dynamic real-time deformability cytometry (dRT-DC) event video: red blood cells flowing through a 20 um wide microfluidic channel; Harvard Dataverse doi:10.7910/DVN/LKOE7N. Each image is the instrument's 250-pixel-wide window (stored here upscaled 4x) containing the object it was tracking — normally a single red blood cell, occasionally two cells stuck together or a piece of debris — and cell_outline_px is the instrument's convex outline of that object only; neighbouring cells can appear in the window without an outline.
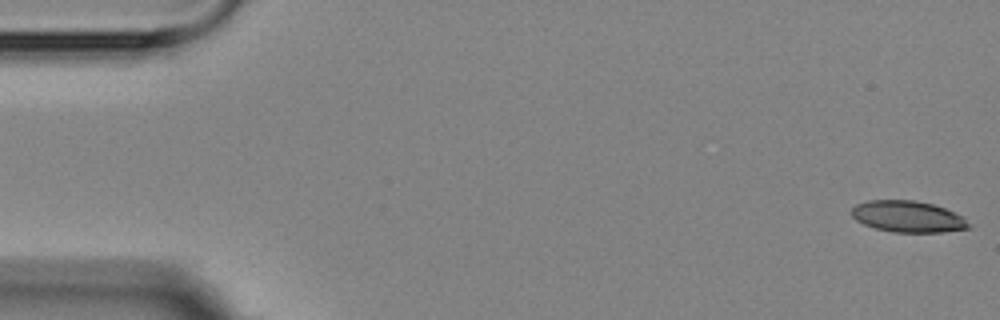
{"species": "Egyptian fruit bat (a non-hibernating species)", "species_latin": "Rousettus aegyptiacus", "temperature_condition": "room temperature", "stored_images_in_passage": 5, "camera_frame_rate_fps": 3000, "um_per_image_px": 0.085, "animal": {"sex": "female"}, "frame": {"image": 1, "passage_image": 1, "time_ms": 0.0, "image_size_px": [1000, 320], "cell_outline_px": [[972, 228], [940, 232], [892, 232], [876, 228], [864, 224], [856, 220], [852, 216], [852, 208], [856, 204], [868, 200], [916, 200], [932, 204], [944, 208], [964, 216]], "centroid_in_image_um": [77.19, 18.4], "position_along_channel_um": 7.8, "area_um2": 21.44}}
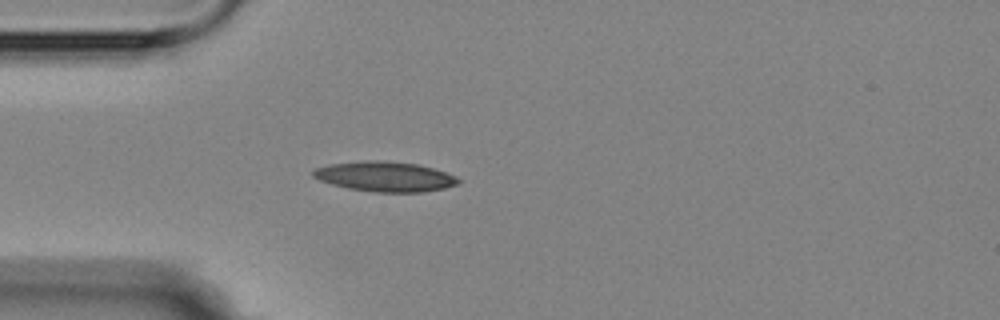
{"frame": {"image": 2, "passage_image": 5, "time_ms": 4.667, "image_size_px": [1000, 320], "cell_outline_px": [[460, 184], [444, 188], [424, 192], [376, 192], [348, 188], [332, 184], [320, 180], [312, 176], [312, 172], [316, 168], [328, 164], [364, 160], [380, 160], [420, 164], [456, 176], [460, 180]], "centroid_in_image_um": [32.73, 15.0], "position_along_channel_um": 52.3, "area_um2": 25.43}}